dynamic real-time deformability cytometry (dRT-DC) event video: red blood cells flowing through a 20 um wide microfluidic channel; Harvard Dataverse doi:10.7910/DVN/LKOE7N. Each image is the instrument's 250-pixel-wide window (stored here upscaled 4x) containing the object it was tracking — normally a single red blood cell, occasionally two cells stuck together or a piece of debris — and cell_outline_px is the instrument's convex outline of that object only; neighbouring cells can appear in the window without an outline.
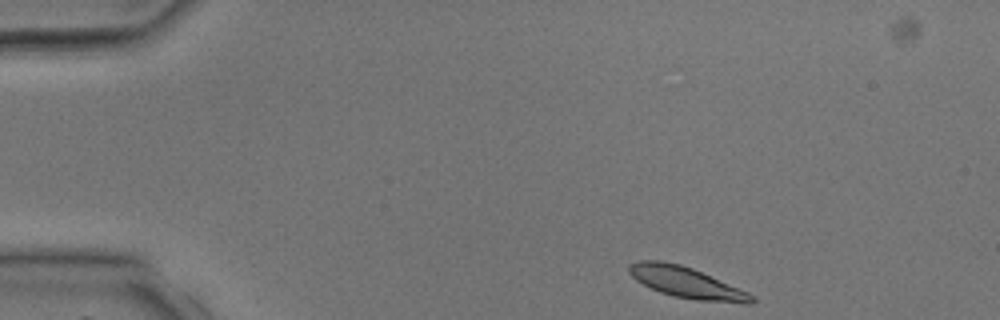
{"species": "common noctule bat (a hibernating species)", "species_latin": "Nyctalus noctula", "temperature_condition": "room temperature", "stored_images_in_passage": 36, "camera_frame_rate_fps": 3000, "um_per_image_px": 0.085, "animal": {"sex": "male", "body_mass_g": 17.9, "forearm_length_mm": 54.2}, "frame": {"image": 1, "passage_image": 1, "time_ms": 0.0, "image_size_px": [1000, 320], "cell_outline_px": [[756, 300], [752, 304], [744, 304], [696, 300], [672, 296], [660, 292], [636, 280], [628, 272], [628, 264], [636, 260], [660, 260], [680, 264], [692, 268], [748, 292]], "centroid_in_image_um": [58.33, 24.01], "position_along_channel_um": 26.7, "area_um2": 22.2}}
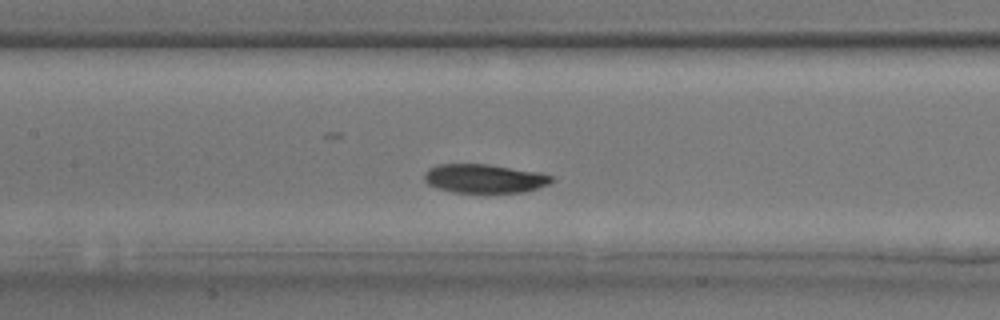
{"frame": {"image": 2, "passage_image": 14, "time_ms": 4.333, "image_size_px": [1000, 320], "cell_outline_px": [[556, 180], [548, 184], [524, 192], [452, 192], [436, 188], [428, 184], [424, 180], [424, 172], [428, 168], [436, 164], [488, 164], [536, 172], [552, 176]], "centroid_in_image_um": [41.12, 15.17], "position_along_channel_um": 166.3, "area_um2": 21.33}}
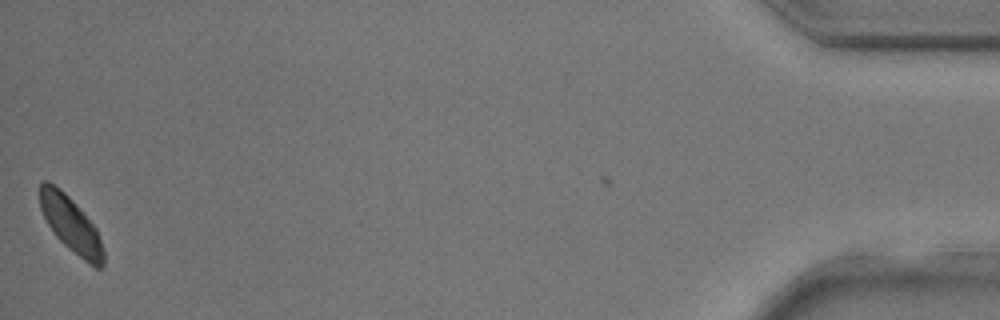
{"frame": {"image": 3, "passage_image": 35, "time_ms": 11.333, "image_size_px": [1000, 320], "cell_outline_px": [[104, 264], [100, 268], [96, 268], [84, 260], [68, 248], [56, 236], [48, 224], [40, 208], [40, 184], [44, 180], [48, 180], [60, 188], [72, 200], [96, 228], [104, 252]], "centroid_in_image_um": [6.02, 19.08], "position_along_channel_um": 429.2, "area_um2": 20.23}}